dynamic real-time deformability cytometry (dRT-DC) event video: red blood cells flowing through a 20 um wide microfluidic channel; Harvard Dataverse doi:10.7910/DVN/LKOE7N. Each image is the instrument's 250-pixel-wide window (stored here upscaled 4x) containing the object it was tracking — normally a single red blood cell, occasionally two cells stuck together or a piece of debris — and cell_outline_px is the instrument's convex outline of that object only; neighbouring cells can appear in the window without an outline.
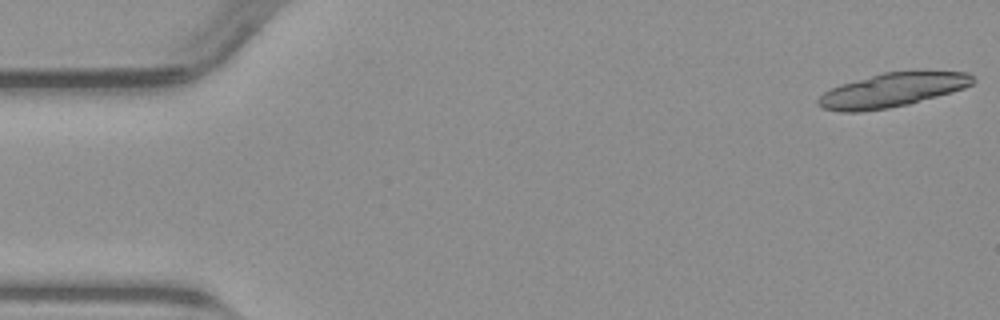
{"species": "common noctule bat (a hibernating species)", "species_latin": "Nyctalus noctula", "temperature_condition": "warm", "stored_images_in_passage": 17, "camera_frame_rate_fps": 3000, "um_per_image_px": 0.085, "animal": {"sex": "male", "body_mass_g": 23.1, "forearm_length_mm": 52.7}, "frame": {"image": 1, "passage_image": 1, "time_ms": 0.0, "image_size_px": [1000, 320], "cell_outline_px": [[976, 80], [972, 84], [964, 88], [952, 92], [908, 104], [888, 108], [860, 112], [840, 112], [824, 108], [816, 104], [816, 100], [824, 92], [840, 84], [884, 72], [968, 72]], "centroid_in_image_um": [75.8, 7.67], "position_along_channel_um": 9.2, "area_um2": 30.29}}